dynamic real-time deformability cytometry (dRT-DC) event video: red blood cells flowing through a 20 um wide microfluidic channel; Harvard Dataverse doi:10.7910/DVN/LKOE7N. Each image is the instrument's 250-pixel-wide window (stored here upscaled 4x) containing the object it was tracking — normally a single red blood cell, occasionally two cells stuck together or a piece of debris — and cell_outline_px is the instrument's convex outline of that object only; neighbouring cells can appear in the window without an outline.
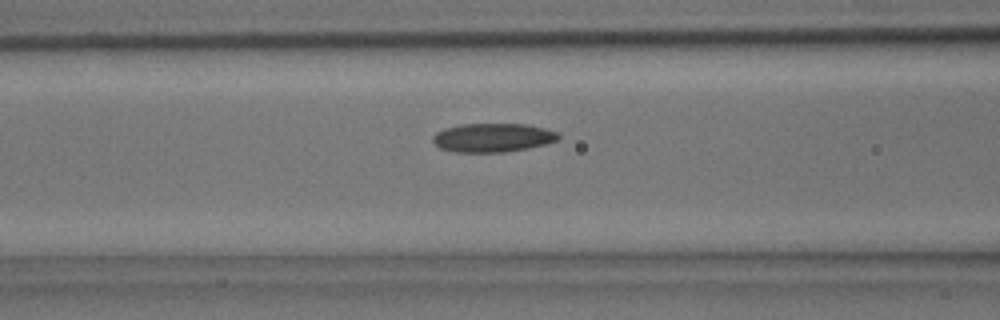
{"species": "common noctule bat (a hibernating species)", "species_latin": "Nyctalus noctula", "temperature_condition": "room temperature", "stored_images_in_passage": 28, "camera_frame_rate_fps": 3000, "um_per_image_px": 0.085, "animal": {"sex": "male", "body_mass_g": 15.6}, "frame": {"image": 1, "passage_image": 5, "time_ms": 1.333, "image_size_px": [1000, 320], "cell_outline_px": [[560, 136], [556, 140], [544, 144], [528, 148], [504, 152], [456, 152], [440, 148], [432, 140], [432, 136], [436, 132], [444, 128], [460, 124], [524, 124], [544, 128], [556, 132]], "centroid_in_image_um": [41.84, 11.69], "position_along_channel_um": 124.8, "area_um2": 20.92}}
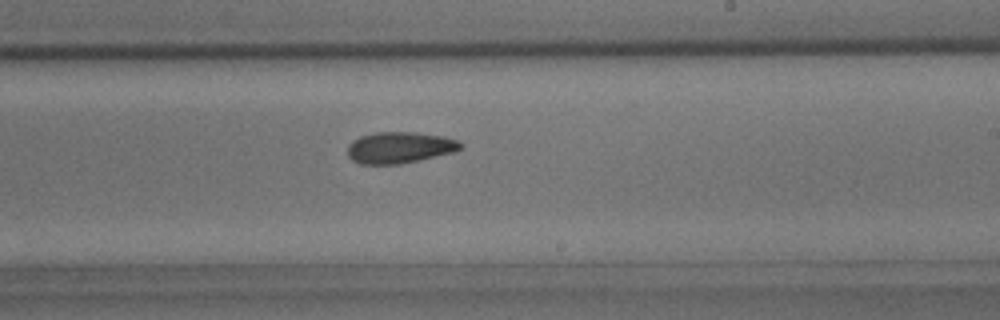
{"frame": {"image": 2, "passage_image": 13, "time_ms": 4.0, "image_size_px": [1000, 320], "cell_outline_px": [[464, 144], [456, 152], [420, 160], [400, 164], [360, 164], [352, 160], [348, 156], [348, 144], [352, 140], [360, 136], [376, 132], [416, 132], [444, 136], [460, 140]], "centroid_in_image_um": [34.0, 12.54], "position_along_channel_um": 255.0, "area_um2": 20.98}}